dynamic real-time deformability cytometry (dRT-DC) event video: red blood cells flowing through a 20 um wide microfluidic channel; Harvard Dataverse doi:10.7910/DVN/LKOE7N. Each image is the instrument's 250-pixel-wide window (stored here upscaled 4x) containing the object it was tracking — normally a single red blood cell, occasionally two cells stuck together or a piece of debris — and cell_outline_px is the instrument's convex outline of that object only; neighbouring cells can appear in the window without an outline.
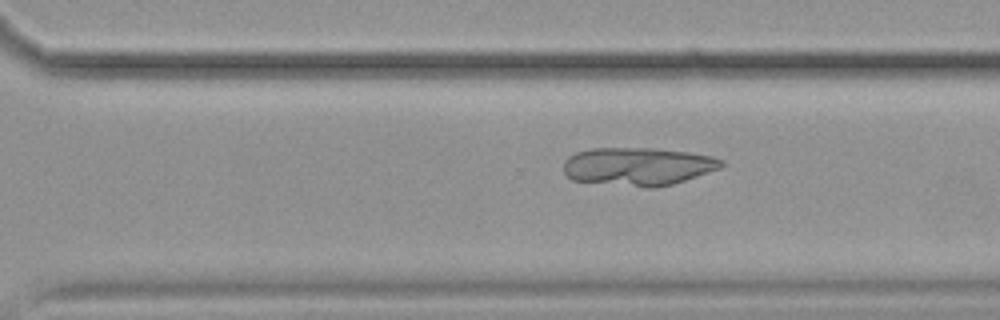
{"species": "common noctule bat (a hibernating species)", "species_latin": "Nyctalus noctula", "temperature_condition": "cold", "stored_images_in_passage": 8, "segment_of_instrument_passage": [2, 2], "camera_frame_rate_fps": 3000, "um_per_image_px": 0.085, "animal": {"sex": "female", "body_mass_g": 19.9}, "frame": {"image": 1, "passage_image": 8, "time_ms": 9.0, "image_size_px": [1000, 320], "cell_outline_px": [[724, 164], [720, 168], [672, 184], [652, 188], [644, 188], [572, 180], [564, 172], [564, 160], [568, 156], [576, 152], [592, 148], [656, 148], [688, 152], [712, 156], [724, 160]], "centroid_in_image_um": [54.21, 14.14], "position_along_channel_um": 316.4, "area_um2": 35.14}}